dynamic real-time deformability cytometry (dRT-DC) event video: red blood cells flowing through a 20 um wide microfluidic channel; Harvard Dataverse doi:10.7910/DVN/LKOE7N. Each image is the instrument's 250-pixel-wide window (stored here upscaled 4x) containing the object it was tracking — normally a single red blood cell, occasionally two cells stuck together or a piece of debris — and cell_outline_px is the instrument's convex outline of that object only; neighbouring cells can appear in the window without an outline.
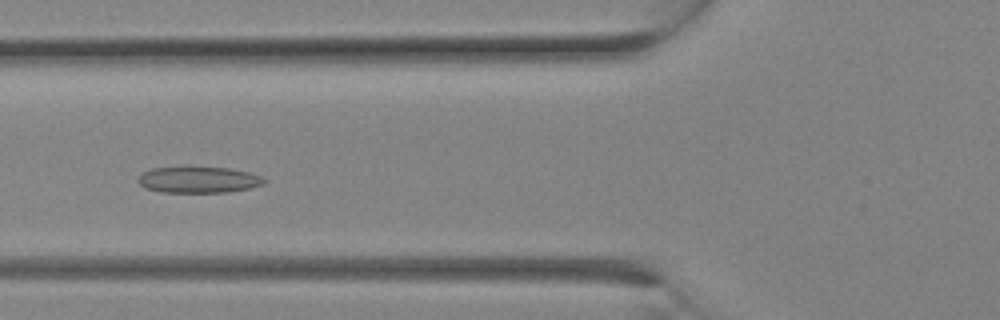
{"species": "Egyptian fruit bat (a non-hibernating species)", "species_latin": "Rousettus aegyptiacus", "temperature_condition": "room temperature", "stored_images_in_passage": 11, "camera_frame_rate_fps": 3000, "um_per_image_px": 0.085, "animal": {"sex": "female"}, "frame": {"image": 1, "passage_image": 10, "time_ms": 3.0, "image_size_px": [1000, 320], "cell_outline_px": [[264, 184], [248, 188], [228, 192], [160, 192], [144, 188], [136, 180], [144, 172], [152, 168], [184, 164], [188, 164], [228, 168], [248, 172], [260, 176], [264, 180]], "centroid_in_image_um": [16.79, 15.23], "position_along_channel_um": 109.0, "area_um2": 20.0}}